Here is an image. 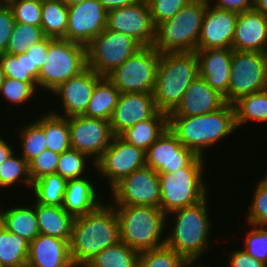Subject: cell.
I'll return each mask as SVG.
<instances>
[{"mask_svg": "<svg viewBox=\"0 0 267 267\" xmlns=\"http://www.w3.org/2000/svg\"><path fill=\"white\" fill-rule=\"evenodd\" d=\"M107 202L87 215L74 217L69 244L75 267H84L104 249L120 241L119 219L110 200Z\"/></svg>", "mask_w": 267, "mask_h": 267, "instance_id": "cell-1", "label": "cell"}, {"mask_svg": "<svg viewBox=\"0 0 267 267\" xmlns=\"http://www.w3.org/2000/svg\"><path fill=\"white\" fill-rule=\"evenodd\" d=\"M207 201L208 196L198 204L174 210L166 215V228L168 216L171 214L173 221H170V232H166L168 235L165 236V245L182 255L189 263L200 262L202 255L206 257L204 253H208L212 248L210 235L213 221L210 219Z\"/></svg>", "mask_w": 267, "mask_h": 267, "instance_id": "cell-2", "label": "cell"}, {"mask_svg": "<svg viewBox=\"0 0 267 267\" xmlns=\"http://www.w3.org/2000/svg\"><path fill=\"white\" fill-rule=\"evenodd\" d=\"M168 128L182 145L197 156L206 158V151L229 138L237 131L233 104L227 103L220 110L198 116H168Z\"/></svg>", "mask_w": 267, "mask_h": 267, "instance_id": "cell-3", "label": "cell"}, {"mask_svg": "<svg viewBox=\"0 0 267 267\" xmlns=\"http://www.w3.org/2000/svg\"><path fill=\"white\" fill-rule=\"evenodd\" d=\"M198 75V58L195 51L161 54L153 92L157 109L167 114L172 112Z\"/></svg>", "mask_w": 267, "mask_h": 267, "instance_id": "cell-4", "label": "cell"}, {"mask_svg": "<svg viewBox=\"0 0 267 267\" xmlns=\"http://www.w3.org/2000/svg\"><path fill=\"white\" fill-rule=\"evenodd\" d=\"M114 209L120 224V241L139 253L165 245L166 215L160 208L125 205Z\"/></svg>", "mask_w": 267, "mask_h": 267, "instance_id": "cell-5", "label": "cell"}, {"mask_svg": "<svg viewBox=\"0 0 267 267\" xmlns=\"http://www.w3.org/2000/svg\"><path fill=\"white\" fill-rule=\"evenodd\" d=\"M206 0H192L155 28L153 48L160 54L197 50Z\"/></svg>", "mask_w": 267, "mask_h": 267, "instance_id": "cell-6", "label": "cell"}, {"mask_svg": "<svg viewBox=\"0 0 267 267\" xmlns=\"http://www.w3.org/2000/svg\"><path fill=\"white\" fill-rule=\"evenodd\" d=\"M207 159L198 156L189 166L172 173H158L161 190V210L165 215L193 206L208 196L203 176Z\"/></svg>", "mask_w": 267, "mask_h": 267, "instance_id": "cell-7", "label": "cell"}, {"mask_svg": "<svg viewBox=\"0 0 267 267\" xmlns=\"http://www.w3.org/2000/svg\"><path fill=\"white\" fill-rule=\"evenodd\" d=\"M87 68L86 46L64 38H48L47 59L38 73V89L52 92ZM44 90V92H43Z\"/></svg>", "mask_w": 267, "mask_h": 267, "instance_id": "cell-8", "label": "cell"}, {"mask_svg": "<svg viewBox=\"0 0 267 267\" xmlns=\"http://www.w3.org/2000/svg\"><path fill=\"white\" fill-rule=\"evenodd\" d=\"M160 55L152 46L142 47L106 77L120 93H153Z\"/></svg>", "mask_w": 267, "mask_h": 267, "instance_id": "cell-9", "label": "cell"}, {"mask_svg": "<svg viewBox=\"0 0 267 267\" xmlns=\"http://www.w3.org/2000/svg\"><path fill=\"white\" fill-rule=\"evenodd\" d=\"M141 48L132 37L105 28L86 45L87 67L107 76Z\"/></svg>", "mask_w": 267, "mask_h": 267, "instance_id": "cell-10", "label": "cell"}, {"mask_svg": "<svg viewBox=\"0 0 267 267\" xmlns=\"http://www.w3.org/2000/svg\"><path fill=\"white\" fill-rule=\"evenodd\" d=\"M228 103L267 89L265 57L260 52L232 51Z\"/></svg>", "mask_w": 267, "mask_h": 267, "instance_id": "cell-11", "label": "cell"}, {"mask_svg": "<svg viewBox=\"0 0 267 267\" xmlns=\"http://www.w3.org/2000/svg\"><path fill=\"white\" fill-rule=\"evenodd\" d=\"M113 206H149L161 209L159 174L144 167L122 178L111 189Z\"/></svg>", "mask_w": 267, "mask_h": 267, "instance_id": "cell-12", "label": "cell"}, {"mask_svg": "<svg viewBox=\"0 0 267 267\" xmlns=\"http://www.w3.org/2000/svg\"><path fill=\"white\" fill-rule=\"evenodd\" d=\"M144 167L146 152L127 143L120 136H114L111 144L95 162L94 170L104 177L111 189L122 178Z\"/></svg>", "mask_w": 267, "mask_h": 267, "instance_id": "cell-13", "label": "cell"}, {"mask_svg": "<svg viewBox=\"0 0 267 267\" xmlns=\"http://www.w3.org/2000/svg\"><path fill=\"white\" fill-rule=\"evenodd\" d=\"M70 145L97 161L111 144L113 137L110 121L84 115L68 117Z\"/></svg>", "mask_w": 267, "mask_h": 267, "instance_id": "cell-14", "label": "cell"}, {"mask_svg": "<svg viewBox=\"0 0 267 267\" xmlns=\"http://www.w3.org/2000/svg\"><path fill=\"white\" fill-rule=\"evenodd\" d=\"M106 28L132 37L142 47H151L155 41L156 27L146 0L108 11Z\"/></svg>", "mask_w": 267, "mask_h": 267, "instance_id": "cell-15", "label": "cell"}, {"mask_svg": "<svg viewBox=\"0 0 267 267\" xmlns=\"http://www.w3.org/2000/svg\"><path fill=\"white\" fill-rule=\"evenodd\" d=\"M107 11L98 0L68 5V25L64 39L83 45L90 43L106 28Z\"/></svg>", "mask_w": 267, "mask_h": 267, "instance_id": "cell-16", "label": "cell"}, {"mask_svg": "<svg viewBox=\"0 0 267 267\" xmlns=\"http://www.w3.org/2000/svg\"><path fill=\"white\" fill-rule=\"evenodd\" d=\"M197 157L167 128L146 151V166L157 173H172L189 166Z\"/></svg>", "mask_w": 267, "mask_h": 267, "instance_id": "cell-17", "label": "cell"}, {"mask_svg": "<svg viewBox=\"0 0 267 267\" xmlns=\"http://www.w3.org/2000/svg\"><path fill=\"white\" fill-rule=\"evenodd\" d=\"M102 77L87 67L79 75L66 80L52 92L54 95L51 94V97L56 96L60 100L58 104L60 106L62 104L63 107L60 109L61 113L57 109L53 110L54 108L51 111L64 117L83 115L87 110L93 89ZM61 110L64 112L62 113Z\"/></svg>", "mask_w": 267, "mask_h": 267, "instance_id": "cell-18", "label": "cell"}, {"mask_svg": "<svg viewBox=\"0 0 267 267\" xmlns=\"http://www.w3.org/2000/svg\"><path fill=\"white\" fill-rule=\"evenodd\" d=\"M239 13L207 3L197 49L232 48Z\"/></svg>", "mask_w": 267, "mask_h": 267, "instance_id": "cell-19", "label": "cell"}, {"mask_svg": "<svg viewBox=\"0 0 267 267\" xmlns=\"http://www.w3.org/2000/svg\"><path fill=\"white\" fill-rule=\"evenodd\" d=\"M158 111L154 93H121L110 119L112 132L120 136L137 122L151 118Z\"/></svg>", "mask_w": 267, "mask_h": 267, "instance_id": "cell-20", "label": "cell"}, {"mask_svg": "<svg viewBox=\"0 0 267 267\" xmlns=\"http://www.w3.org/2000/svg\"><path fill=\"white\" fill-rule=\"evenodd\" d=\"M225 97L214 90L200 75L189 85L178 106L168 116H198L220 110Z\"/></svg>", "mask_w": 267, "mask_h": 267, "instance_id": "cell-21", "label": "cell"}, {"mask_svg": "<svg viewBox=\"0 0 267 267\" xmlns=\"http://www.w3.org/2000/svg\"><path fill=\"white\" fill-rule=\"evenodd\" d=\"M232 48L197 49L199 75L228 103Z\"/></svg>", "mask_w": 267, "mask_h": 267, "instance_id": "cell-22", "label": "cell"}, {"mask_svg": "<svg viewBox=\"0 0 267 267\" xmlns=\"http://www.w3.org/2000/svg\"><path fill=\"white\" fill-rule=\"evenodd\" d=\"M267 47V18L251 9L239 13L232 49L263 53Z\"/></svg>", "mask_w": 267, "mask_h": 267, "instance_id": "cell-23", "label": "cell"}, {"mask_svg": "<svg viewBox=\"0 0 267 267\" xmlns=\"http://www.w3.org/2000/svg\"><path fill=\"white\" fill-rule=\"evenodd\" d=\"M27 264L32 267H75L69 241L38 234L29 243Z\"/></svg>", "mask_w": 267, "mask_h": 267, "instance_id": "cell-24", "label": "cell"}, {"mask_svg": "<svg viewBox=\"0 0 267 267\" xmlns=\"http://www.w3.org/2000/svg\"><path fill=\"white\" fill-rule=\"evenodd\" d=\"M91 181L87 175L67 181L62 208L73 217L87 215L105 202L102 201L103 196L99 195V187H95L94 181Z\"/></svg>", "mask_w": 267, "mask_h": 267, "instance_id": "cell-25", "label": "cell"}, {"mask_svg": "<svg viewBox=\"0 0 267 267\" xmlns=\"http://www.w3.org/2000/svg\"><path fill=\"white\" fill-rule=\"evenodd\" d=\"M32 205H14L12 208L0 207V224L9 232L14 233L29 243L38 235L39 227L35 213V200ZM31 205V206H30ZM3 207V208H2ZM2 209V210H1Z\"/></svg>", "mask_w": 267, "mask_h": 267, "instance_id": "cell-26", "label": "cell"}, {"mask_svg": "<svg viewBox=\"0 0 267 267\" xmlns=\"http://www.w3.org/2000/svg\"><path fill=\"white\" fill-rule=\"evenodd\" d=\"M39 233L70 242L74 217L62 207L50 206L35 201Z\"/></svg>", "mask_w": 267, "mask_h": 267, "instance_id": "cell-27", "label": "cell"}, {"mask_svg": "<svg viewBox=\"0 0 267 267\" xmlns=\"http://www.w3.org/2000/svg\"><path fill=\"white\" fill-rule=\"evenodd\" d=\"M168 128V114L158 111L147 120L137 122L124 131L120 137L127 143L143 149L145 152Z\"/></svg>", "mask_w": 267, "mask_h": 267, "instance_id": "cell-28", "label": "cell"}, {"mask_svg": "<svg viewBox=\"0 0 267 267\" xmlns=\"http://www.w3.org/2000/svg\"><path fill=\"white\" fill-rule=\"evenodd\" d=\"M44 112L33 120L44 130L47 149L62 154L71 148L68 117L60 116L49 110Z\"/></svg>", "mask_w": 267, "mask_h": 267, "instance_id": "cell-29", "label": "cell"}, {"mask_svg": "<svg viewBox=\"0 0 267 267\" xmlns=\"http://www.w3.org/2000/svg\"><path fill=\"white\" fill-rule=\"evenodd\" d=\"M120 94L115 85L103 76L95 85L87 110L83 115L110 121Z\"/></svg>", "mask_w": 267, "mask_h": 267, "instance_id": "cell-30", "label": "cell"}, {"mask_svg": "<svg viewBox=\"0 0 267 267\" xmlns=\"http://www.w3.org/2000/svg\"><path fill=\"white\" fill-rule=\"evenodd\" d=\"M237 128L248 122H267V89L245 95L233 103Z\"/></svg>", "mask_w": 267, "mask_h": 267, "instance_id": "cell-31", "label": "cell"}, {"mask_svg": "<svg viewBox=\"0 0 267 267\" xmlns=\"http://www.w3.org/2000/svg\"><path fill=\"white\" fill-rule=\"evenodd\" d=\"M41 28L45 37L65 38L68 25V5L62 0H42Z\"/></svg>", "mask_w": 267, "mask_h": 267, "instance_id": "cell-32", "label": "cell"}, {"mask_svg": "<svg viewBox=\"0 0 267 267\" xmlns=\"http://www.w3.org/2000/svg\"><path fill=\"white\" fill-rule=\"evenodd\" d=\"M29 242L0 224V265L18 267L27 263Z\"/></svg>", "mask_w": 267, "mask_h": 267, "instance_id": "cell-33", "label": "cell"}, {"mask_svg": "<svg viewBox=\"0 0 267 267\" xmlns=\"http://www.w3.org/2000/svg\"><path fill=\"white\" fill-rule=\"evenodd\" d=\"M67 179L58 173L45 175L32 183L33 199L40 204L62 207Z\"/></svg>", "mask_w": 267, "mask_h": 267, "instance_id": "cell-34", "label": "cell"}, {"mask_svg": "<svg viewBox=\"0 0 267 267\" xmlns=\"http://www.w3.org/2000/svg\"><path fill=\"white\" fill-rule=\"evenodd\" d=\"M139 252L124 242L107 247L84 267H137Z\"/></svg>", "mask_w": 267, "mask_h": 267, "instance_id": "cell-35", "label": "cell"}, {"mask_svg": "<svg viewBox=\"0 0 267 267\" xmlns=\"http://www.w3.org/2000/svg\"><path fill=\"white\" fill-rule=\"evenodd\" d=\"M15 152L0 165V189L2 187L9 189L13 185L18 187L17 184H20V181H22L23 185L26 184L27 187L32 188L28 162Z\"/></svg>", "mask_w": 267, "mask_h": 267, "instance_id": "cell-36", "label": "cell"}, {"mask_svg": "<svg viewBox=\"0 0 267 267\" xmlns=\"http://www.w3.org/2000/svg\"><path fill=\"white\" fill-rule=\"evenodd\" d=\"M182 255L167 245L143 251L139 254L137 267H192Z\"/></svg>", "mask_w": 267, "mask_h": 267, "instance_id": "cell-37", "label": "cell"}, {"mask_svg": "<svg viewBox=\"0 0 267 267\" xmlns=\"http://www.w3.org/2000/svg\"><path fill=\"white\" fill-rule=\"evenodd\" d=\"M5 77L27 83H37V69H31V61L26 53L11 55L0 54Z\"/></svg>", "mask_w": 267, "mask_h": 267, "instance_id": "cell-38", "label": "cell"}, {"mask_svg": "<svg viewBox=\"0 0 267 267\" xmlns=\"http://www.w3.org/2000/svg\"><path fill=\"white\" fill-rule=\"evenodd\" d=\"M22 128V129H21ZM19 131L21 155L28 163L47 149L44 130L33 120Z\"/></svg>", "mask_w": 267, "mask_h": 267, "instance_id": "cell-39", "label": "cell"}, {"mask_svg": "<svg viewBox=\"0 0 267 267\" xmlns=\"http://www.w3.org/2000/svg\"><path fill=\"white\" fill-rule=\"evenodd\" d=\"M45 35L40 26H32L26 23L16 22L5 53L18 55L42 41Z\"/></svg>", "mask_w": 267, "mask_h": 267, "instance_id": "cell-40", "label": "cell"}, {"mask_svg": "<svg viewBox=\"0 0 267 267\" xmlns=\"http://www.w3.org/2000/svg\"><path fill=\"white\" fill-rule=\"evenodd\" d=\"M89 158L85 153L70 148L60 154L57 173L67 180L86 177L87 164H90L88 162H91L92 169L95 168V161Z\"/></svg>", "mask_w": 267, "mask_h": 267, "instance_id": "cell-41", "label": "cell"}, {"mask_svg": "<svg viewBox=\"0 0 267 267\" xmlns=\"http://www.w3.org/2000/svg\"><path fill=\"white\" fill-rule=\"evenodd\" d=\"M37 83H27L5 77L0 87V96L13 105H24L25 102L33 101L38 92ZM37 92V93H36ZM33 97V98H32Z\"/></svg>", "mask_w": 267, "mask_h": 267, "instance_id": "cell-42", "label": "cell"}, {"mask_svg": "<svg viewBox=\"0 0 267 267\" xmlns=\"http://www.w3.org/2000/svg\"><path fill=\"white\" fill-rule=\"evenodd\" d=\"M245 218L250 225L267 227V174L256 182Z\"/></svg>", "mask_w": 267, "mask_h": 267, "instance_id": "cell-43", "label": "cell"}, {"mask_svg": "<svg viewBox=\"0 0 267 267\" xmlns=\"http://www.w3.org/2000/svg\"><path fill=\"white\" fill-rule=\"evenodd\" d=\"M18 23L41 26L42 0H6Z\"/></svg>", "mask_w": 267, "mask_h": 267, "instance_id": "cell-44", "label": "cell"}, {"mask_svg": "<svg viewBox=\"0 0 267 267\" xmlns=\"http://www.w3.org/2000/svg\"><path fill=\"white\" fill-rule=\"evenodd\" d=\"M251 226L245 237L244 250L253 258L267 265V227Z\"/></svg>", "mask_w": 267, "mask_h": 267, "instance_id": "cell-45", "label": "cell"}, {"mask_svg": "<svg viewBox=\"0 0 267 267\" xmlns=\"http://www.w3.org/2000/svg\"><path fill=\"white\" fill-rule=\"evenodd\" d=\"M150 9L152 22L156 27L158 24L171 19L184 6L192 0H146Z\"/></svg>", "mask_w": 267, "mask_h": 267, "instance_id": "cell-46", "label": "cell"}, {"mask_svg": "<svg viewBox=\"0 0 267 267\" xmlns=\"http://www.w3.org/2000/svg\"><path fill=\"white\" fill-rule=\"evenodd\" d=\"M59 158L60 154L46 149L40 155L32 159L28 163L32 183L45 175L57 173Z\"/></svg>", "mask_w": 267, "mask_h": 267, "instance_id": "cell-47", "label": "cell"}, {"mask_svg": "<svg viewBox=\"0 0 267 267\" xmlns=\"http://www.w3.org/2000/svg\"><path fill=\"white\" fill-rule=\"evenodd\" d=\"M16 21L6 3L0 8V54L5 53Z\"/></svg>", "mask_w": 267, "mask_h": 267, "instance_id": "cell-48", "label": "cell"}, {"mask_svg": "<svg viewBox=\"0 0 267 267\" xmlns=\"http://www.w3.org/2000/svg\"><path fill=\"white\" fill-rule=\"evenodd\" d=\"M47 52L48 37H45L42 41L30 46L25 52L30 58L31 69H37V80L39 70L47 59Z\"/></svg>", "mask_w": 267, "mask_h": 267, "instance_id": "cell-49", "label": "cell"}, {"mask_svg": "<svg viewBox=\"0 0 267 267\" xmlns=\"http://www.w3.org/2000/svg\"><path fill=\"white\" fill-rule=\"evenodd\" d=\"M227 262L229 267H267L263 262L250 256L243 248L231 250Z\"/></svg>", "mask_w": 267, "mask_h": 267, "instance_id": "cell-50", "label": "cell"}, {"mask_svg": "<svg viewBox=\"0 0 267 267\" xmlns=\"http://www.w3.org/2000/svg\"><path fill=\"white\" fill-rule=\"evenodd\" d=\"M207 3L215 8L237 13L253 9V0H207Z\"/></svg>", "mask_w": 267, "mask_h": 267, "instance_id": "cell-51", "label": "cell"}, {"mask_svg": "<svg viewBox=\"0 0 267 267\" xmlns=\"http://www.w3.org/2000/svg\"><path fill=\"white\" fill-rule=\"evenodd\" d=\"M98 1L104 6L106 11L108 12L113 9L134 5L142 0H98Z\"/></svg>", "mask_w": 267, "mask_h": 267, "instance_id": "cell-52", "label": "cell"}, {"mask_svg": "<svg viewBox=\"0 0 267 267\" xmlns=\"http://www.w3.org/2000/svg\"><path fill=\"white\" fill-rule=\"evenodd\" d=\"M9 143L6 142V140L2 139L0 135V165L8 159V157L14 152V148L11 147Z\"/></svg>", "mask_w": 267, "mask_h": 267, "instance_id": "cell-53", "label": "cell"}, {"mask_svg": "<svg viewBox=\"0 0 267 267\" xmlns=\"http://www.w3.org/2000/svg\"><path fill=\"white\" fill-rule=\"evenodd\" d=\"M253 9L267 18V0H253Z\"/></svg>", "mask_w": 267, "mask_h": 267, "instance_id": "cell-54", "label": "cell"}, {"mask_svg": "<svg viewBox=\"0 0 267 267\" xmlns=\"http://www.w3.org/2000/svg\"><path fill=\"white\" fill-rule=\"evenodd\" d=\"M62 1L67 5H73V4H76V3H81L84 0H62Z\"/></svg>", "mask_w": 267, "mask_h": 267, "instance_id": "cell-55", "label": "cell"}, {"mask_svg": "<svg viewBox=\"0 0 267 267\" xmlns=\"http://www.w3.org/2000/svg\"><path fill=\"white\" fill-rule=\"evenodd\" d=\"M4 78H5L4 71H3L2 65L0 63V87L4 81Z\"/></svg>", "mask_w": 267, "mask_h": 267, "instance_id": "cell-56", "label": "cell"}, {"mask_svg": "<svg viewBox=\"0 0 267 267\" xmlns=\"http://www.w3.org/2000/svg\"><path fill=\"white\" fill-rule=\"evenodd\" d=\"M263 54H264V57H265V65H266V69H267V47L264 50Z\"/></svg>", "mask_w": 267, "mask_h": 267, "instance_id": "cell-57", "label": "cell"}, {"mask_svg": "<svg viewBox=\"0 0 267 267\" xmlns=\"http://www.w3.org/2000/svg\"><path fill=\"white\" fill-rule=\"evenodd\" d=\"M194 266H196V267H207L206 265H202V263H198V262L197 263H194Z\"/></svg>", "mask_w": 267, "mask_h": 267, "instance_id": "cell-58", "label": "cell"}, {"mask_svg": "<svg viewBox=\"0 0 267 267\" xmlns=\"http://www.w3.org/2000/svg\"><path fill=\"white\" fill-rule=\"evenodd\" d=\"M6 4V0H0V8Z\"/></svg>", "mask_w": 267, "mask_h": 267, "instance_id": "cell-59", "label": "cell"}, {"mask_svg": "<svg viewBox=\"0 0 267 267\" xmlns=\"http://www.w3.org/2000/svg\"><path fill=\"white\" fill-rule=\"evenodd\" d=\"M18 267H32V266H30L29 264H24V265H22V266H18Z\"/></svg>", "mask_w": 267, "mask_h": 267, "instance_id": "cell-60", "label": "cell"}]
</instances>
